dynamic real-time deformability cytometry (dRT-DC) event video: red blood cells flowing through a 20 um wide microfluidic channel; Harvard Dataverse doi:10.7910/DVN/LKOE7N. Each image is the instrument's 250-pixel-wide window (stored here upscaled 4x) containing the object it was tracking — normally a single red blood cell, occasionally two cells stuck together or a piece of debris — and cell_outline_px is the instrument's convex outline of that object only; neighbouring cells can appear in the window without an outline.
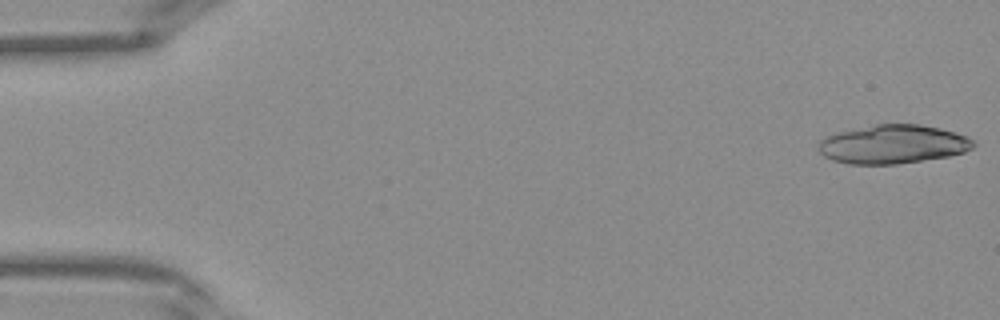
{"species": "Egyptian fruit bat (a non-hibernating species)", "species_latin": "Rousettus aegyptiacus", "temperature_condition": "warm", "stored_images_in_passage": 15, "camera_frame_rate_fps": 3000, "um_per_image_px": 0.085, "frame": {"image": 1, "passage_image": 1, "time_ms": 0.0, "image_size_px": [1000, 320], "cell_outline_px": [[976, 144], [972, 148], [964, 152], [948, 156], [896, 164], [848, 164], [832, 160], [824, 156], [820, 152], [820, 140], [836, 132], [876, 124], [920, 124], [940, 128], [956, 132], [968, 136]], "centroid_in_image_um": [75.92, 12.26], "position_along_channel_um": 9.1, "area_um2": 34.91}}